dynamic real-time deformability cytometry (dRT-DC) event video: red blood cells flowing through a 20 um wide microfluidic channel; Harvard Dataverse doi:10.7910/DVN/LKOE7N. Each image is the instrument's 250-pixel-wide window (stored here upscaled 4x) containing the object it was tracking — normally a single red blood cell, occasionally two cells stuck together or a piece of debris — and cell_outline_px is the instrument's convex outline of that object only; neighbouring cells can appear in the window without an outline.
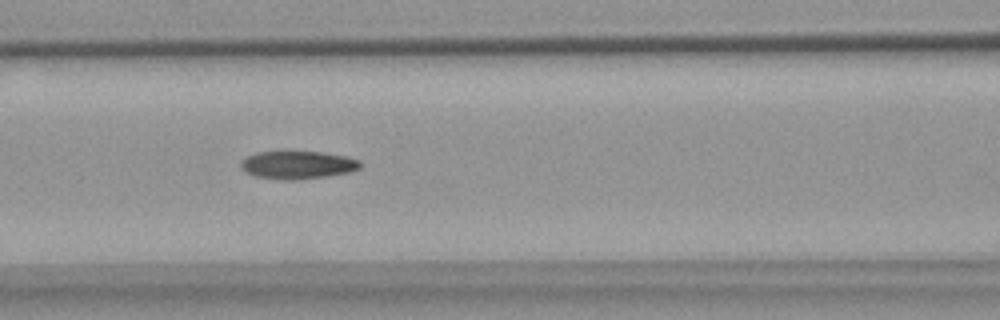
{"species": "common noctule bat (a hibernating species)", "species_latin": "Nyctalus noctula", "temperature_condition": "warm", "stored_images_in_passage": 8, "camera_frame_rate_fps": 3000, "um_per_image_px": 0.085, "animal": {"sex": "female", "body_mass_g": 18.4}, "frame": {"image": 1, "passage_image": 5, "time_ms": 4.667, "image_size_px": [1000, 320], "cell_outline_px": [[360, 168], [348, 172], [324, 176], [296, 180], [284, 180], [256, 176], [244, 172], [240, 168], [240, 160], [256, 152], [280, 148], [320, 152], [344, 156], [360, 160]], "centroid_in_image_um": [25.2, 13.96], "position_along_channel_um": 141.4, "area_um2": 20.17}}
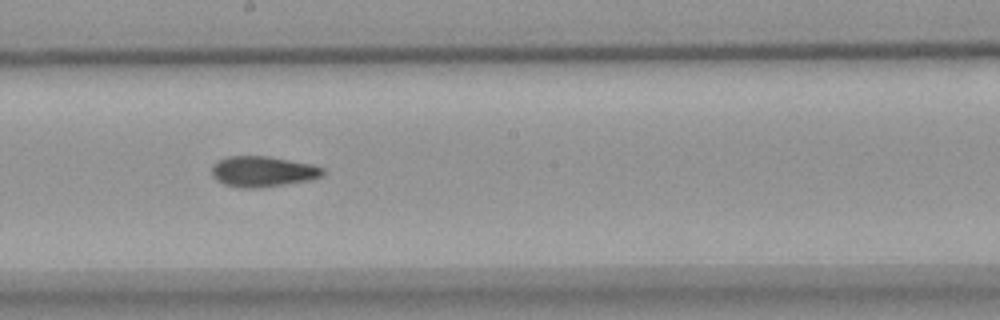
{"frame": {"image": 2, "passage_image": 7, "time_ms": 7.0, "image_size_px": [1000, 320], "cell_outline_px": [[324, 172], [320, 176], [312, 180], [284, 184], [252, 188], [244, 188], [224, 184], [216, 180], [212, 176], [212, 164], [228, 156], [268, 156], [312, 164], [324, 168]], "centroid_in_image_um": [22.33, 14.57], "position_along_channel_um": 225.9, "area_um2": 19.71}}
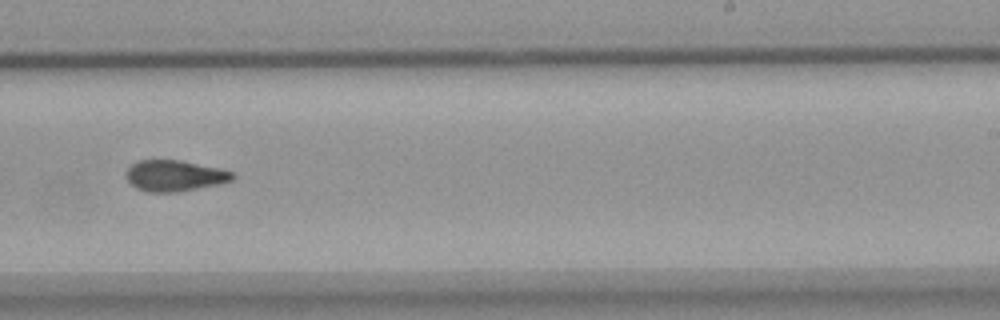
{"frame": {"image": 3, "passage_image": 8, "time_ms": 8.333, "image_size_px": [1000, 320], "cell_outline_px": [[236, 176], [232, 180], [216, 184], [176, 192], [148, 192], [136, 188], [124, 176], [124, 172], [136, 160], [180, 160], [220, 168], [232, 172]], "centroid_in_image_um": [14.79, 14.92], "position_along_channel_um": 274.2, "area_um2": 19.19}}